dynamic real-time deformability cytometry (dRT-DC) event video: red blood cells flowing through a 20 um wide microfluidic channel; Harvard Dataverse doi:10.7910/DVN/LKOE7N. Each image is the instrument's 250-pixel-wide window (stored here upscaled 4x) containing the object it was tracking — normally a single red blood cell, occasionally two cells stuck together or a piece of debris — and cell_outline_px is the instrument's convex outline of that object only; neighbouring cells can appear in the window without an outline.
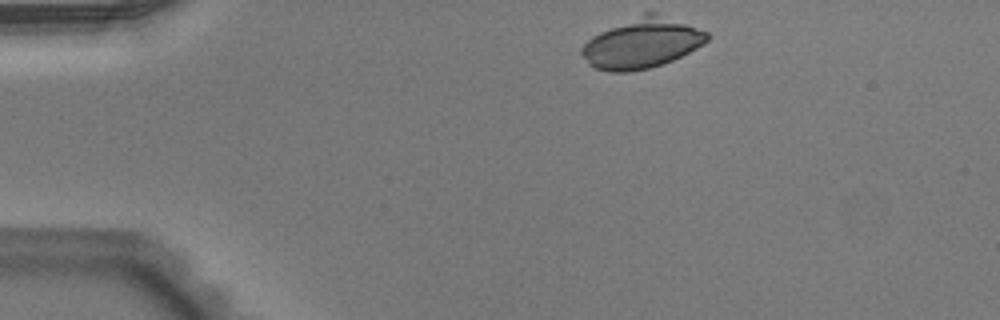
{"species": "Egyptian fruit bat (a non-hibernating species)", "species_latin": "Rousettus aegyptiacus", "temperature_condition": "warm", "stored_images_in_passage": 43, "camera_frame_rate_fps": 3000, "um_per_image_px": 0.085, "animal": {"sex": "male"}, "frame": {"image": 1, "passage_image": 1, "time_ms": 0.0, "image_size_px": [1000, 320], "cell_outline_px": [[708, 40], [704, 44], [672, 60], [648, 68], [628, 72], [608, 72], [596, 68], [588, 64], [580, 52], [580, 48], [592, 36], [600, 32], [644, 12], [656, 12], [708, 32]], "centroid_in_image_um": [54.54, 3.68], "position_along_channel_um": 30.5, "area_um2": 36.18}}